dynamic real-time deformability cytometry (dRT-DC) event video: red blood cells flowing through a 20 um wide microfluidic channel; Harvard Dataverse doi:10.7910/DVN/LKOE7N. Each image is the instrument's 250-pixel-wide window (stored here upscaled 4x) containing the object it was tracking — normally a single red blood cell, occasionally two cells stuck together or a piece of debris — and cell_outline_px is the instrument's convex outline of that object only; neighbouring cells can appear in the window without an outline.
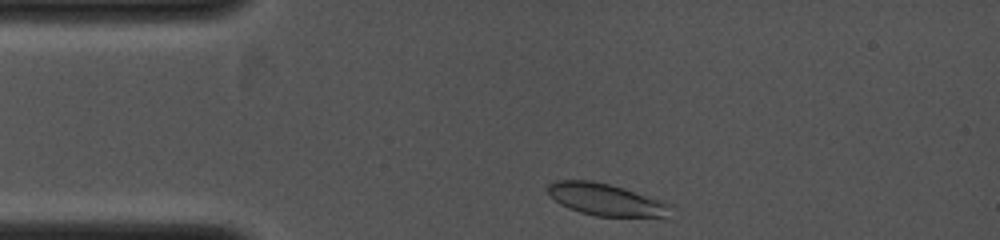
{"species": "common noctule bat (a hibernating species)", "species_latin": "Nyctalus noctula", "temperature_condition": "cold", "stored_images_in_passage": 15, "camera_frame_rate_fps": 4000, "um_per_image_px": 0.085, "animal": {"sex": "female", "body_mass_g": 19.0, "forearm_length_mm": 53.3}, "frame": {"image": 1, "passage_image": 1, "time_ms": 0.0, "image_size_px": [1000, 240], "cell_outline_px": [[672, 204], [664, 216], [596, 216], [580, 212], [568, 208], [560, 204], [548, 192], [548, 184], [556, 180], [592, 180], [624, 188], [664, 200]], "centroid_in_image_um": [51.48, 16.94], "position_along_channel_um": 33.5, "area_um2": 22.66}}
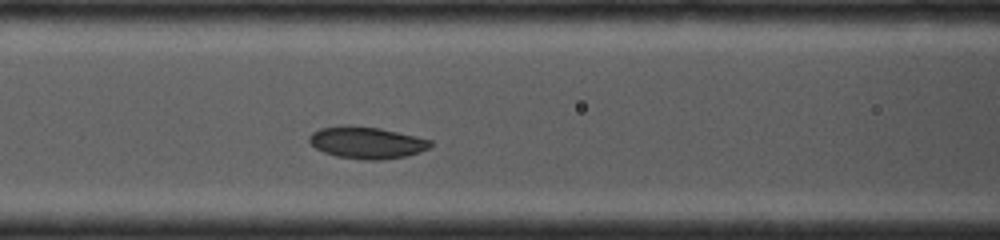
{"frame": {"image": 2, "passage_image": 9, "time_ms": 2.75, "image_size_px": [1000, 240], "cell_outline_px": [[432, 144], [428, 148], [420, 152], [404, 156], [384, 160], [364, 160], [336, 156], [324, 152], [316, 148], [308, 140], [308, 136], [312, 132], [320, 128], [344, 124], [352, 124], [380, 128], [416, 136], [432, 140]], "centroid_in_image_um": [31.15, 12.11], "position_along_channel_um": 135.5, "area_um2": 22.77}}
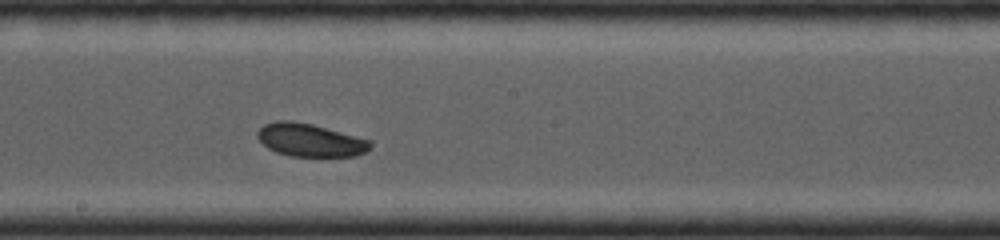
{"frame": {"image": 3, "passage_image": 15, "time_ms": 4.5, "image_size_px": [1000, 240], "cell_outline_px": [[372, 144], [364, 152], [356, 156], [292, 156], [276, 152], [268, 148], [256, 136], [256, 132], [264, 124], [276, 120], [292, 120], [312, 124], [372, 140]], "centroid_in_image_um": [26.34, 11.89], "position_along_channel_um": 221.9, "area_um2": 21.68}}